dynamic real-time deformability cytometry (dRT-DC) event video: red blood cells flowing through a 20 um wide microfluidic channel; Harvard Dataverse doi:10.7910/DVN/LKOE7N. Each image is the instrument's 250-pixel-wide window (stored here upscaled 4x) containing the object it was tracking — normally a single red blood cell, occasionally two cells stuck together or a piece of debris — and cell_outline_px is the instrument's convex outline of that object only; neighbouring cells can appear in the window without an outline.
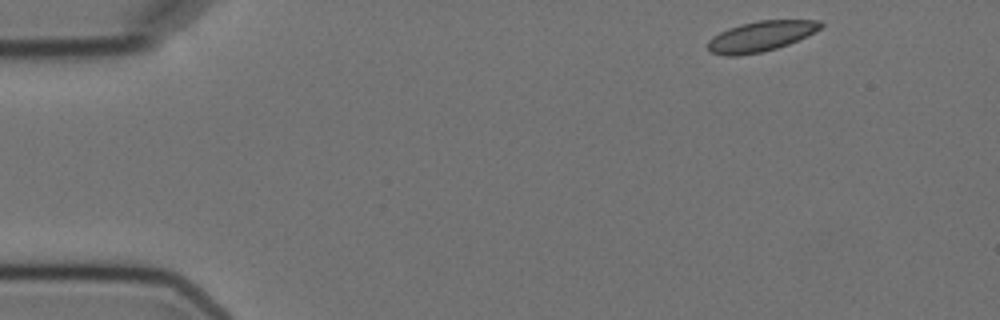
{"species": "Egyptian fruit bat (a non-hibernating species)", "species_latin": "Rousettus aegyptiacus", "temperature_condition": "cold", "stored_images_in_passage": 3, "camera_frame_rate_fps": 3000, "um_per_image_px": 0.085, "animal": {"sex": "female"}, "frame": {"image": 1, "passage_image": 1, "time_ms": 0.0, "image_size_px": [1000, 320], "cell_outline_px": [[824, 24], [820, 28], [788, 44], [776, 48], [760, 52], [740, 56], [724, 56], [712, 52], [708, 48], [708, 40], [712, 36], [728, 28], [740, 24], [760, 20], [820, 20]], "centroid_in_image_um": [64.61, 3.08], "position_along_channel_um": 20.4, "area_um2": 19.71}}